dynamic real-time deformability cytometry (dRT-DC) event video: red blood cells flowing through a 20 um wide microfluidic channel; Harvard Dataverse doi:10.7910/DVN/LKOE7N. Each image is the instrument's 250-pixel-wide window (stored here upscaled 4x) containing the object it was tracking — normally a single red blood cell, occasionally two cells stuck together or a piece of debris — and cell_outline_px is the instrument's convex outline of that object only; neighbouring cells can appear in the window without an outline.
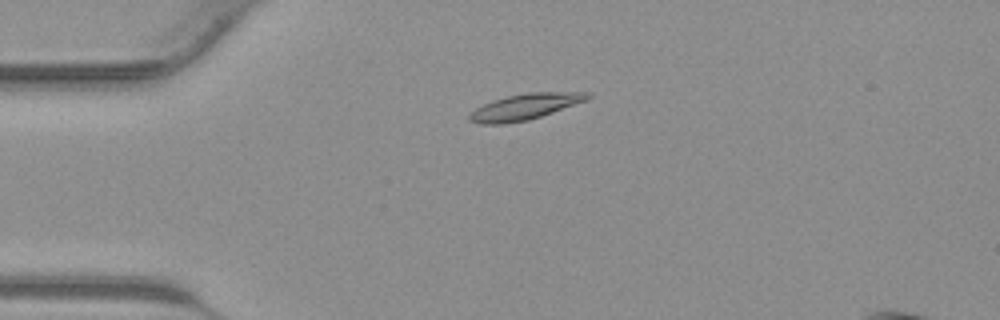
{"species": "common noctule bat (a hibernating species)", "species_latin": "Nyctalus noctula", "temperature_condition": "warm", "stored_images_in_passage": 33, "camera_frame_rate_fps": 3000, "um_per_image_px": 0.085, "animal": {"sex": "male", "body_mass_g": 23.1, "forearm_length_mm": 52.7}, "frame": {"image": 1, "passage_image": 1, "time_ms": 0.0, "image_size_px": [1000, 320], "cell_outline_px": [[592, 96], [588, 100], [528, 120], [504, 124], [480, 124], [468, 120], [468, 116], [476, 108], [492, 100], [508, 96], [528, 92], [592, 92]], "centroid_in_image_um": [44.64, 9.07], "position_along_channel_um": 40.4, "area_um2": 17.8}}
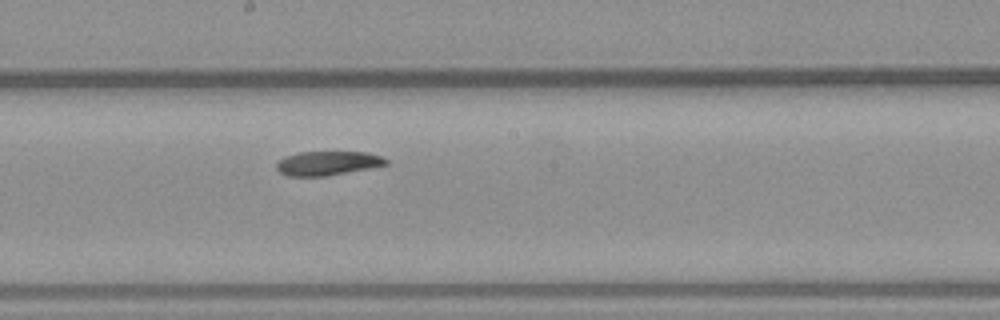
{"frame": {"image": 2, "passage_image": 14, "time_ms": 4.333, "image_size_px": [1000, 320], "cell_outline_px": [[388, 164], [368, 168], [324, 176], [288, 176], [280, 172], [276, 168], [276, 164], [284, 156], [300, 152], [368, 152], [380, 156], [388, 160]], "centroid_in_image_um": [27.82, 13.86], "position_along_channel_um": 220.4, "area_um2": 15.2}}
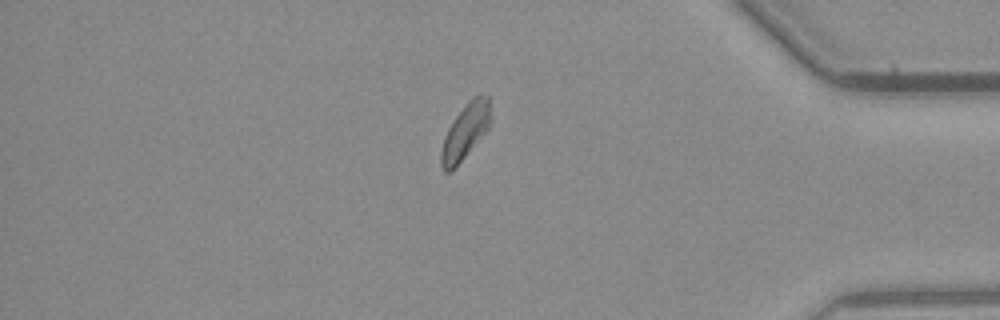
{"frame": {"image": 3, "passage_image": 27, "time_ms": 8.667, "image_size_px": [1000, 320], "cell_outline_px": [[492, 124], [452, 172], [444, 172], [440, 164], [440, 152], [444, 136], [448, 128], [456, 116], [468, 100], [472, 96], [480, 92], [488, 96], [492, 116]], "centroid_in_image_um": [39.57, 11.16], "position_along_channel_um": 395.6, "area_um2": 16.42}}